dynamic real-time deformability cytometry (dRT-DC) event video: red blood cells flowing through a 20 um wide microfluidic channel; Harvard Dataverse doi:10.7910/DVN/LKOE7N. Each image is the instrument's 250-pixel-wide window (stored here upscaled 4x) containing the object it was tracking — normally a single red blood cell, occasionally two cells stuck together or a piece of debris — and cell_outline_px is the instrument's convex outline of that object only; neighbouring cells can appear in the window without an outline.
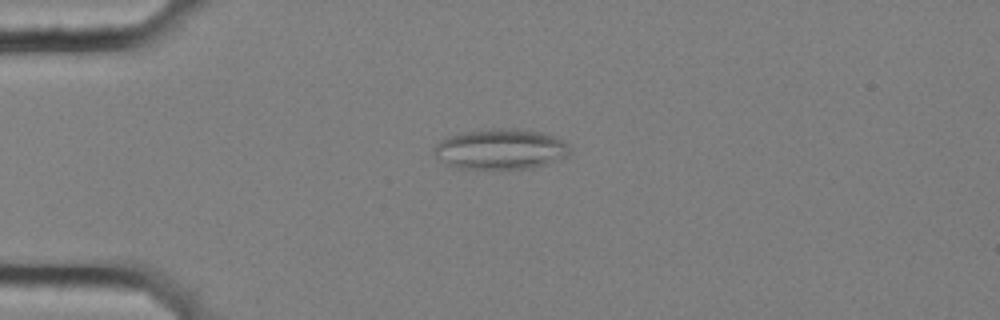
{"species": "common noctule bat (a hibernating species)", "species_latin": "Nyctalus noctula", "temperature_condition": "cold", "stored_images_in_passage": 47, "camera_frame_rate_fps": 3000, "um_per_image_px": 0.085, "animal": {"sex": "female", "body_mass_g": 25.1}, "frame": {"image": 1, "passage_image": 5, "time_ms": 1.333, "image_size_px": [1000, 320], "cell_outline_px": [[572, 148], [568, 156], [548, 164], [532, 168], [456, 168], [444, 164], [432, 152], [432, 148], [440, 140], [448, 136], [460, 132], [488, 128], [516, 128], [544, 132], [556, 136], [564, 140]], "centroid_in_image_um": [42.56, 12.65], "position_along_channel_um": 42.4, "area_um2": 32.71}}
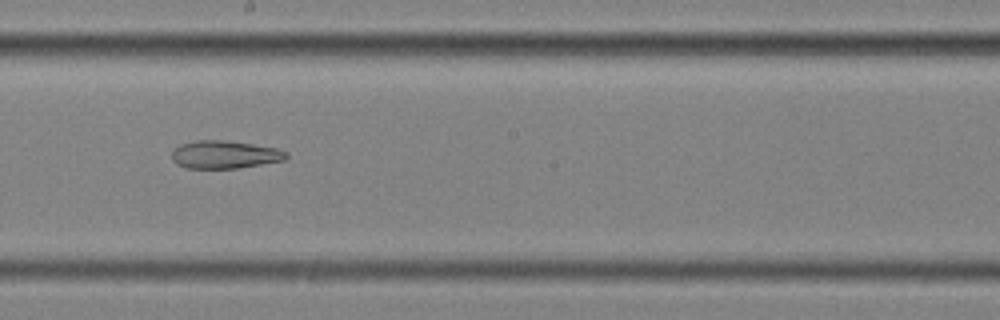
{"frame": {"image": 2, "passage_image": 23, "time_ms": 7.333, "image_size_px": [1000, 320], "cell_outline_px": [[288, 156], [284, 160], [236, 168], [188, 168], [176, 164], [172, 160], [172, 152], [180, 144], [196, 140], [224, 140], [252, 144], [276, 148], [288, 152]], "centroid_in_image_um": [19.08, 13.13], "position_along_channel_um": 229.1, "area_um2": 18.44}}
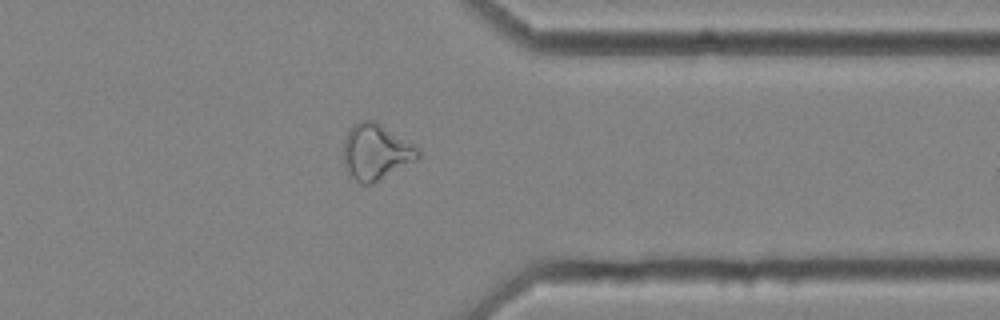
{"frame": {"image": 3, "passage_image": 36, "time_ms": 11.667, "image_size_px": [1000, 320], "cell_outline_px": [[420, 156], [416, 160], [372, 184], [360, 184], [348, 176], [344, 168], [344, 140], [348, 128], [360, 120], [376, 120], [416, 144], [420, 148]], "centroid_in_image_um": [31.95, 12.9], "position_along_channel_um": 379.4, "area_um2": 24.91}, "authors_computed_cell_mechanics": {"area_um2": 24.276, "velocity_mm_per_s": 3.5683, "shape_relaxation_time_tau1_ms": null, "shape_relaxation_time_tau2_ms": 4.8764, "deformation_change_tau1": null, "deformation_change_tau2": 0.1494}}